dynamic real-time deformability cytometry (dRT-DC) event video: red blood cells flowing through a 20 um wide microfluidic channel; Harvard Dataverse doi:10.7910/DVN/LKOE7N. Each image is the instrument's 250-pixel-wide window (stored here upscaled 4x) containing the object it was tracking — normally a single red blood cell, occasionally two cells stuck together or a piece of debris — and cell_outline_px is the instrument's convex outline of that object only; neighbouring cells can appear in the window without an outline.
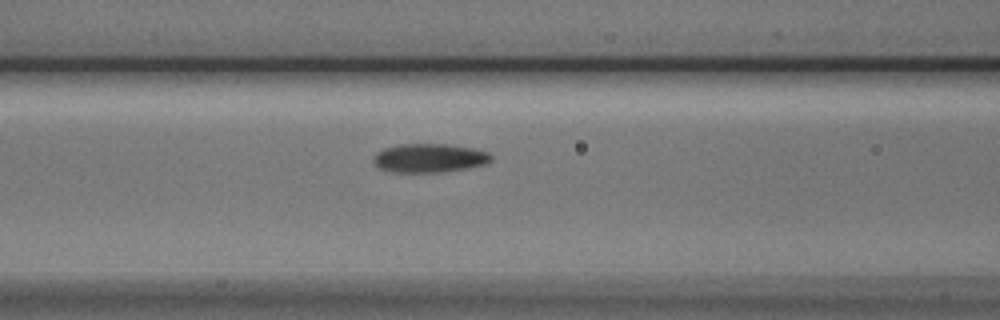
{"species": "Egyptian fruit bat (a non-hibernating species)", "species_latin": "Rousettus aegyptiacus", "temperature_condition": "cold", "stored_images_in_passage": 20, "camera_frame_rate_fps": 3000, "um_per_image_px": 0.085, "animal": {"sex": "male"}, "frame": {"image": 1, "passage_image": 15, "time_ms": 4.667, "image_size_px": [1000, 320], "cell_outline_px": [[492, 160], [484, 164], [468, 168], [440, 172], [392, 172], [380, 168], [372, 160], [372, 156], [376, 152], [384, 148], [400, 144], [448, 144], [472, 148], [488, 152], [492, 156]], "centroid_in_image_um": [36.48, 13.43], "position_along_channel_um": 130.1, "area_um2": 19.77}}